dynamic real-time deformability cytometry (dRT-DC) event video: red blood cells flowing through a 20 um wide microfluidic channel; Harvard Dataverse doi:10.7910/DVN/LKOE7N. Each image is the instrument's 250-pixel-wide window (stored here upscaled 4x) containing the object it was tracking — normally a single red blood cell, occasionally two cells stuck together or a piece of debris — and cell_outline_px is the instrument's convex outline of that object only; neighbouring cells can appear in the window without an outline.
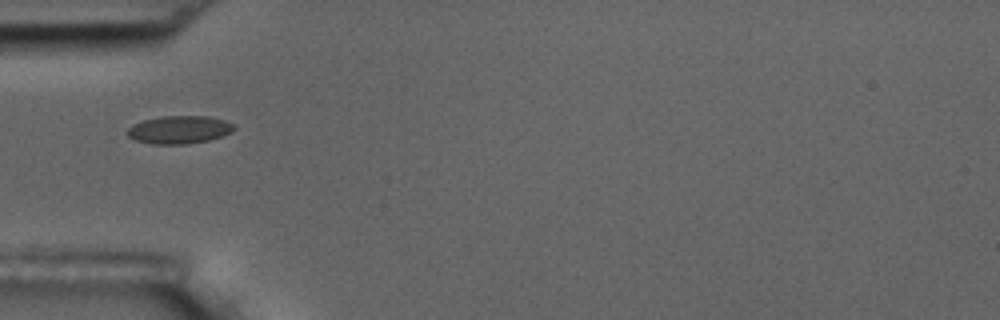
{"species": "common noctule bat (a hibernating species)", "species_latin": "Nyctalus noctula", "temperature_condition": "room temperature", "stored_images_in_passage": 11, "camera_frame_rate_fps": 3000, "um_per_image_px": 0.085, "animal": {"sex": "male", "body_mass_g": 17.5, "forearm_length_mm": 52.3}, "frame": {"image": 1, "passage_image": 1, "time_ms": 0.0, "image_size_px": [1000, 320], "cell_outline_px": [[236, 128], [232, 132], [208, 140], [188, 144], [152, 144], [136, 140], [128, 136], [124, 132], [132, 124], [144, 120], [160, 116], [208, 116], [224, 120], [232, 124]], "centroid_in_image_um": [15.2, 11.02], "position_along_channel_um": 69.8, "area_um2": 17.4}}
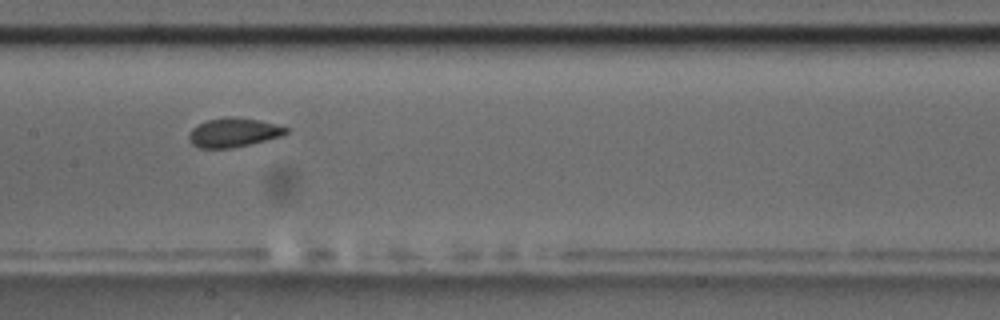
{"frame": {"image": 2, "passage_image": 4, "time_ms": 3.333, "image_size_px": [1000, 320], "cell_outline_px": [[288, 132], [284, 136], [252, 144], [232, 148], [200, 148], [192, 144], [188, 140], [188, 132], [192, 128], [208, 120], [228, 116], [256, 120], [276, 124], [288, 128]], "centroid_in_image_um": [19.85, 11.28], "position_along_channel_um": 187.5, "area_um2": 16.53}}
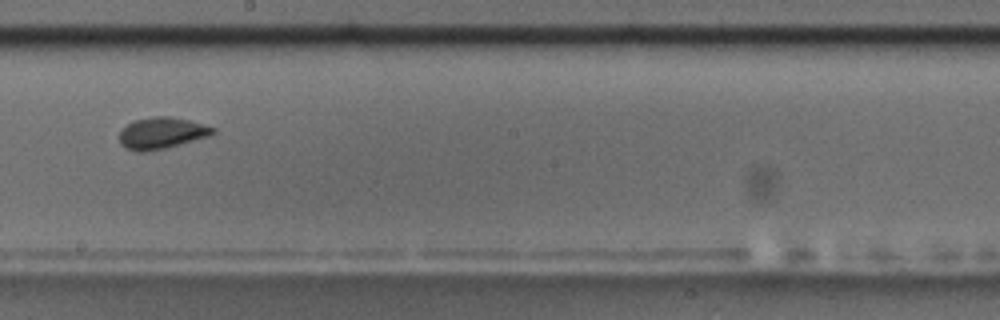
{"frame": {"image": 3, "passage_image": 5, "time_ms": 4.667, "image_size_px": [1000, 320], "cell_outline_px": [[216, 132], [208, 136], [164, 148], [144, 152], [136, 152], [124, 148], [120, 144], [120, 132], [128, 124], [136, 120], [152, 116], [172, 116], [188, 120], [216, 128]], "centroid_in_image_um": [13.72, 11.31], "position_along_channel_um": 234.5, "area_um2": 16.99}, "authors_computed_cell_mechanics": {"area_um2": 16.5308, "velocity_mm_per_s": 3.5346, "shape_relaxation_time_tau1_ms": 2.1435, "shape_relaxation_time_tau2_ms": null, "deformation_change_tau1": 0.0601, "deformation_change_tau2": null}}